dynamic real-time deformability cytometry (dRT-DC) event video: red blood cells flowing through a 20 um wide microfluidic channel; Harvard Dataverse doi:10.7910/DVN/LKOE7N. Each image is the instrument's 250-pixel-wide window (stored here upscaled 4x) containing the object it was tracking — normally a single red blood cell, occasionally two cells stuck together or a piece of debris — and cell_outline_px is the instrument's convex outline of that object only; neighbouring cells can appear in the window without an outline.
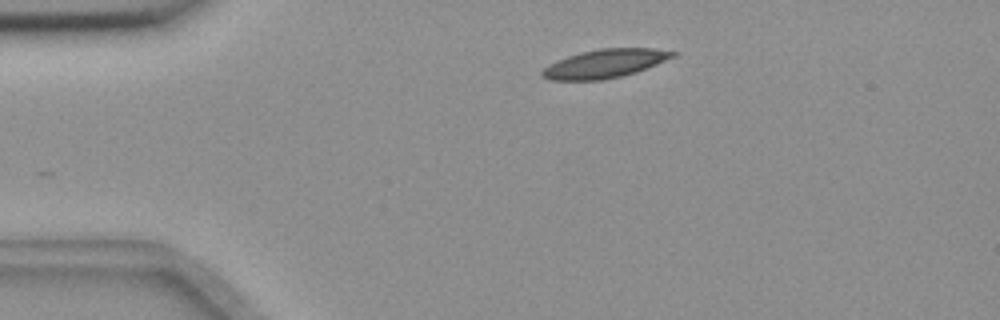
{"species": "common noctule bat (a hibernating species)", "species_latin": "Nyctalus noctula", "temperature_condition": "room temperature", "stored_images_in_passage": 35, "camera_frame_rate_fps": 3000, "um_per_image_px": 0.085, "animal": {"sex": "female", "body_mass_g": 18.4}, "frame": {"image": 1, "passage_image": 2, "time_ms": 0.333, "image_size_px": [1000, 320], "cell_outline_px": [[680, 52], [676, 56], [636, 72], [604, 80], [548, 80], [540, 76], [540, 72], [548, 64], [556, 60], [580, 52], [600, 48], [652, 48]], "centroid_in_image_um": [51.39, 5.4], "position_along_channel_um": 33.6, "area_um2": 21.91}}
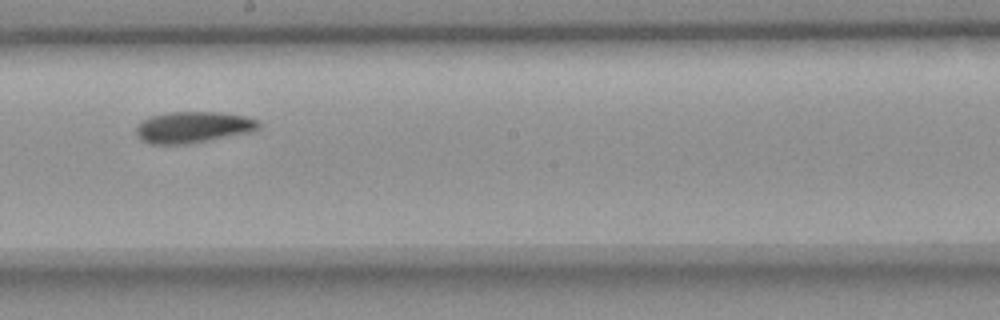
{"frame": {"image": 2, "passage_image": 22, "time_ms": 7.0, "image_size_px": [1000, 320], "cell_outline_px": [[260, 128], [252, 132], [188, 144], [152, 144], [140, 140], [136, 136], [136, 128], [144, 120], [152, 116], [168, 112], [220, 112], [244, 116], [260, 120]], "centroid_in_image_um": [16.44, 10.82], "position_along_channel_um": 231.8, "area_um2": 22.43}}
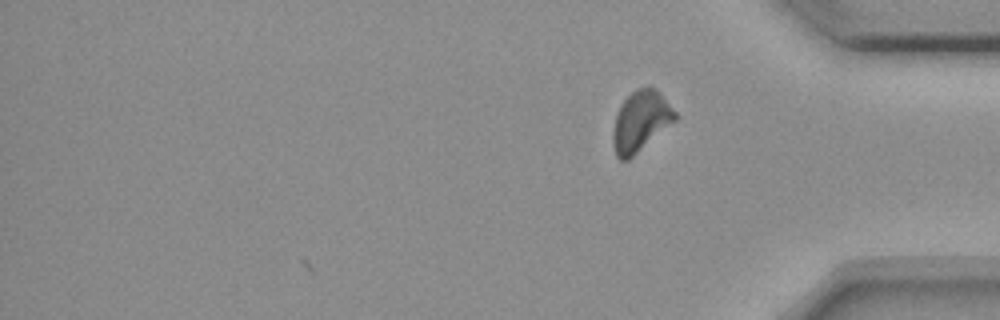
{"frame": {"image": 3, "passage_image": 35, "time_ms": 11.333, "image_size_px": [1000, 320], "cell_outline_px": [[676, 120], [628, 160], [620, 160], [616, 156], [612, 144], [612, 132], [616, 116], [620, 104], [636, 88], [648, 84], [656, 88], [660, 92], [676, 112]], "centroid_in_image_um": [54.44, 10.27], "position_along_channel_um": 380.8, "area_um2": 22.02}}